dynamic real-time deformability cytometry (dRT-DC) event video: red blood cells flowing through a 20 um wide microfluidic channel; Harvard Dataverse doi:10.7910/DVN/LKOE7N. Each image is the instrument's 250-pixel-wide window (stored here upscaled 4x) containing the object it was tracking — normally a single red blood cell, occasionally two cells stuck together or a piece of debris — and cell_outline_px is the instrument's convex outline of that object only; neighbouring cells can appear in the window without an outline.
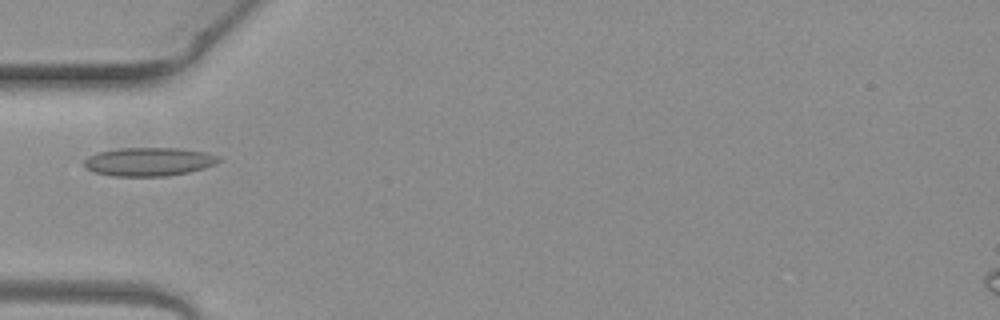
{"species": "common noctule bat (a hibernating species)", "species_latin": "Nyctalus noctula", "temperature_condition": "warm", "stored_images_in_passage": 1, "camera_frame_rate_fps": 3000, "um_per_image_px": 0.085, "animal": {"sex": "female", "body_mass_g": 19.3, "forearm_length_mm": 54.1}, "frame": {"image": 1, "passage_image": 1, "time_ms": 0.0, "image_size_px": [1000, 320], "cell_outline_px": [[220, 160], [216, 164], [204, 168], [188, 172], [168, 176], [112, 176], [96, 172], [88, 168], [84, 164], [84, 160], [88, 156], [96, 152], [120, 148], [180, 148], [208, 152], [220, 156]], "centroid_in_image_um": [12.69, 13.73], "position_along_channel_um": 72.3, "area_um2": 22.48}}